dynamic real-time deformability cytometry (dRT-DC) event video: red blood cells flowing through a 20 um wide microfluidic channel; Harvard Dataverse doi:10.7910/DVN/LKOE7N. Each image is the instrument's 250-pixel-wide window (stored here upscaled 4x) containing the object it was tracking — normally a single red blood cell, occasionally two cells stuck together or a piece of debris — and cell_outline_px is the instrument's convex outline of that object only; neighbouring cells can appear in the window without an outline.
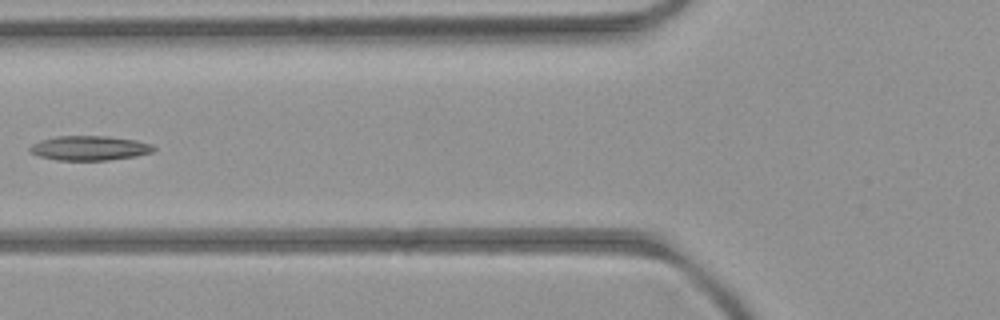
{"species": "common noctule bat (a hibernating species)", "species_latin": "Nyctalus noctula", "temperature_condition": "room temperature", "stored_images_in_passage": 6, "camera_frame_rate_fps": 3000, "um_per_image_px": 0.085, "animal": {"sex": "female", "body_mass_g": 21.9}, "frame": {"image": 1, "passage_image": 6, "time_ms": 5.667, "image_size_px": [1000, 320], "cell_outline_px": [[156, 148], [152, 152], [136, 156], [108, 160], [56, 160], [40, 156], [28, 152], [28, 148], [32, 144], [40, 140], [56, 136], [108, 136], [136, 140], [152, 144]], "centroid_in_image_um": [7.59, 12.58], "position_along_channel_um": 118.2, "area_um2": 17.8}}